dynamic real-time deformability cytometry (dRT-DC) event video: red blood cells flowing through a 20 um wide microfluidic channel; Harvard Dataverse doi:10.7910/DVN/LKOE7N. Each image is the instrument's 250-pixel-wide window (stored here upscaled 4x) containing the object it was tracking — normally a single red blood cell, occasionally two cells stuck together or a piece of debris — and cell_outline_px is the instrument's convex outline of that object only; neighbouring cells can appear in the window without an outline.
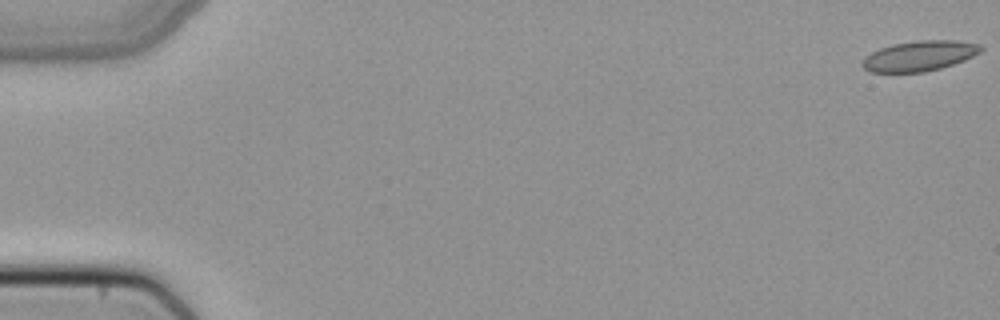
{"species": "common noctule bat (a hibernating species)", "species_latin": "Nyctalus noctula", "temperature_condition": "cold", "stored_images_in_passage": 51, "camera_frame_rate_fps": 3000, "um_per_image_px": 0.085, "animal": {"sex": "female", "body_mass_g": 22.7, "forearm_length_mm": 54.2}, "frame": {"image": 1, "passage_image": 1, "time_ms": 0.0, "image_size_px": [1000, 320], "cell_outline_px": [[984, 48], [980, 52], [964, 60], [940, 68], [924, 72], [872, 72], [864, 68], [860, 64], [864, 56], [880, 48], [892, 44], [916, 40], [956, 40], [980, 44]], "centroid_in_image_um": [78.13, 4.74], "position_along_channel_um": 6.9, "area_um2": 20.92}}
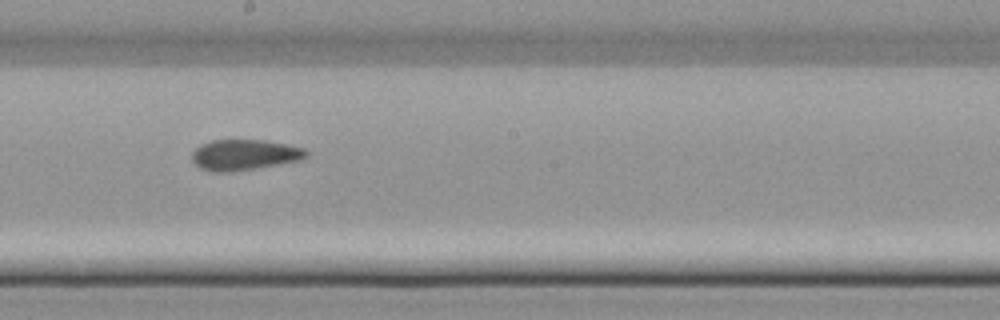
{"frame": {"image": 2, "passage_image": 29, "time_ms": 9.333, "image_size_px": [1000, 320], "cell_outline_px": [[308, 156], [300, 160], [256, 168], [232, 172], [208, 172], [200, 168], [192, 160], [192, 152], [200, 144], [212, 140], [264, 140], [304, 148], [308, 152]], "centroid_in_image_um": [20.74, 13.17], "position_along_channel_um": 227.5, "area_um2": 20.46}}
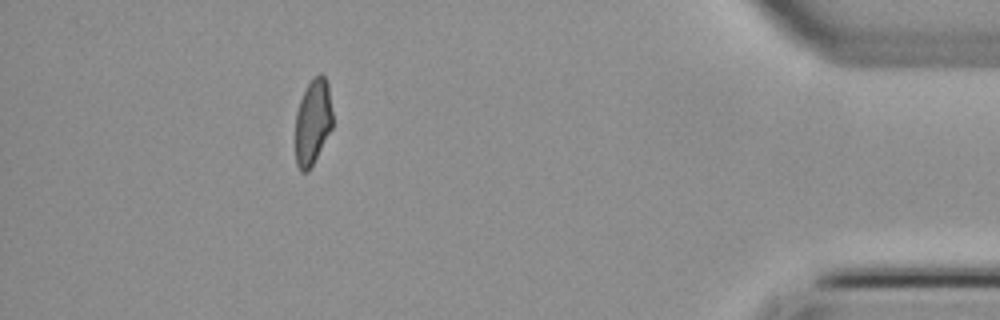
{"frame": {"image": 3, "passage_image": 46, "time_ms": 15.0, "image_size_px": [1000, 320], "cell_outline_px": [[332, 128], [308, 172], [300, 172], [296, 164], [296, 112], [300, 100], [308, 84], [320, 72], [324, 76], [328, 84], [332, 112]], "centroid_in_image_um": [26.58, 10.38], "position_along_channel_um": 408.6, "area_um2": 18.38}}